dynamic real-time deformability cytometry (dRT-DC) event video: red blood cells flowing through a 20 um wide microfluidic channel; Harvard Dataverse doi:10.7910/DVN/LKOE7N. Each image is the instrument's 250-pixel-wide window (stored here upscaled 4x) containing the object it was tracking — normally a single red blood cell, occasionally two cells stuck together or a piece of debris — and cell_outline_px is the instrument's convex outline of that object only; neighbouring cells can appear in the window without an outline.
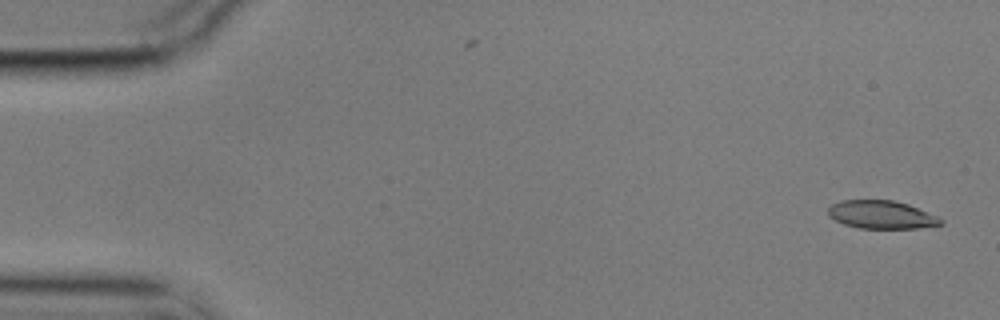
{"species": "common noctule bat (a hibernating species)", "species_latin": "Nyctalus noctula", "temperature_condition": "cold", "stored_images_in_passage": 56, "camera_frame_rate_fps": 3000, "um_per_image_px": 0.085, "animal": {"sex": "male", "body_mass_g": 17.9}, "frame": {"image": 1, "passage_image": 2, "time_ms": 0.333, "image_size_px": [1000, 320], "cell_outline_px": [[944, 224], [920, 228], [856, 228], [844, 224], [828, 216], [828, 208], [832, 204], [840, 200], [892, 200], [908, 204], [940, 216], [944, 220]], "centroid_in_image_um": [74.96, 18.25], "position_along_channel_um": 10.0, "area_um2": 18.67}}
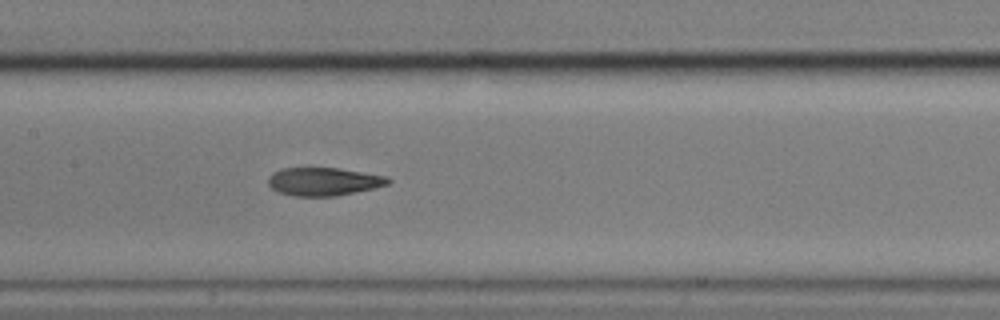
{"frame": {"image": 2, "passage_image": 27, "time_ms": 8.667, "image_size_px": [1000, 320], "cell_outline_px": [[392, 180], [388, 184], [372, 188], [336, 196], [292, 196], [280, 192], [272, 188], [268, 184], [268, 176], [272, 172], [280, 168], [340, 168], [388, 176]], "centroid_in_image_um": [27.5, 15.42], "position_along_channel_um": 179.9, "area_um2": 19.71}}
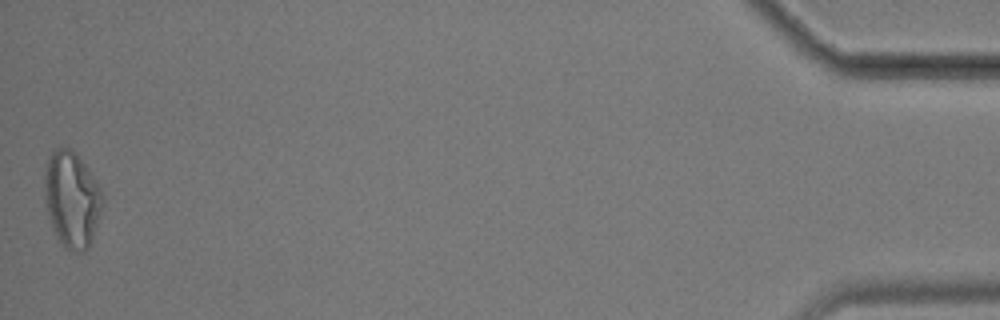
{"frame": {"image": 3, "passage_image": 56, "time_ms": 18.333, "image_size_px": [1000, 320], "cell_outline_px": [[104, 204], [92, 240], [88, 248], [84, 252], [76, 252], [64, 248], [56, 236], [48, 212], [44, 196], [44, 176], [48, 156], [52, 148], [68, 148], [84, 164], [100, 188], [104, 200]], "centroid_in_image_um": [6.1, 16.97], "position_along_channel_um": 429.1, "area_um2": 32.31}, "authors_computed_cell_mechanics": {"area_um2": 19.9699, "velocity_mm_per_s": 3.5276, "shape_relaxation_time_tau1_ms": 6.1051, "shape_relaxation_time_tau2_ms": 3.0909, "deformation_change_tau1": 0.2037, "deformation_change_tau2": 0.1201}}